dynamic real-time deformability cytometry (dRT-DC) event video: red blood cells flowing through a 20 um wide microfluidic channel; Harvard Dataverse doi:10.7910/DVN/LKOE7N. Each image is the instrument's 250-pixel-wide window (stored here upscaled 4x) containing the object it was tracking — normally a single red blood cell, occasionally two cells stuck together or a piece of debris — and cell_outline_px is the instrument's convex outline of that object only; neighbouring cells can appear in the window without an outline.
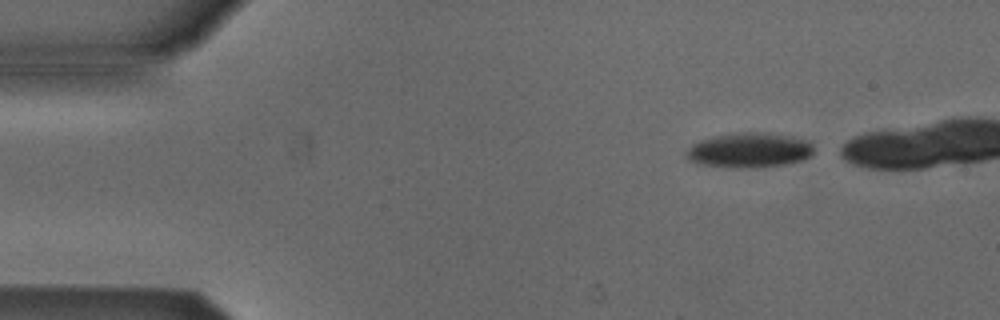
{"species": "Egyptian fruit bat (a non-hibernating species)", "species_latin": "Rousettus aegyptiacus", "temperature_condition": "cold", "stored_images_in_passage": 4, "camera_frame_rate_fps": 3000, "um_per_image_px": 0.085, "animal": {"sex": "male"}, "frame": {"image": 1, "passage_image": 1, "time_ms": 0.0, "image_size_px": [1000, 320], "cell_outline_px": [[812, 156], [804, 160], [788, 164], [764, 168], [728, 168], [696, 164], [688, 160], [684, 156], [684, 152], [692, 144], [700, 140], [716, 136], [748, 132], [752, 132], [792, 136], [812, 140]], "centroid_in_image_um": [63.69, 12.8], "position_along_channel_um": 21.3, "area_um2": 26.47}}